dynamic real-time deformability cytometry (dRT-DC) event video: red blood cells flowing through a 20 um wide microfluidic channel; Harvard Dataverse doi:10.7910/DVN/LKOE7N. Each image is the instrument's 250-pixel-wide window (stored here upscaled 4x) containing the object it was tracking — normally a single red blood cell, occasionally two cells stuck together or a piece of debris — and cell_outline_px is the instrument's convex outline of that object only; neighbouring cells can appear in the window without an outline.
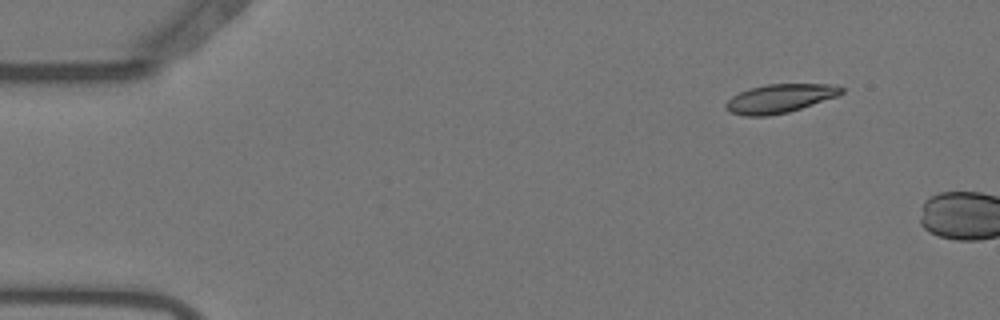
{"species": "Egyptian fruit bat (a non-hibernating species)", "species_latin": "Rousettus aegyptiacus", "temperature_condition": "warm", "stored_images_in_passage": 7, "camera_frame_rate_fps": 3000, "um_per_image_px": 0.085, "animal": {"sex": "female"}, "frame": {"image": 1, "passage_image": 4, "time_ms": 1.0, "image_size_px": [1000, 320], "cell_outline_px": [[844, 92], [836, 96], [788, 112], [768, 116], [744, 116], [728, 112], [724, 108], [724, 104], [732, 96], [748, 88], [764, 84], [836, 84], [844, 88]], "centroid_in_image_um": [66.23, 8.36], "position_along_channel_um": 18.8, "area_um2": 19.42}}